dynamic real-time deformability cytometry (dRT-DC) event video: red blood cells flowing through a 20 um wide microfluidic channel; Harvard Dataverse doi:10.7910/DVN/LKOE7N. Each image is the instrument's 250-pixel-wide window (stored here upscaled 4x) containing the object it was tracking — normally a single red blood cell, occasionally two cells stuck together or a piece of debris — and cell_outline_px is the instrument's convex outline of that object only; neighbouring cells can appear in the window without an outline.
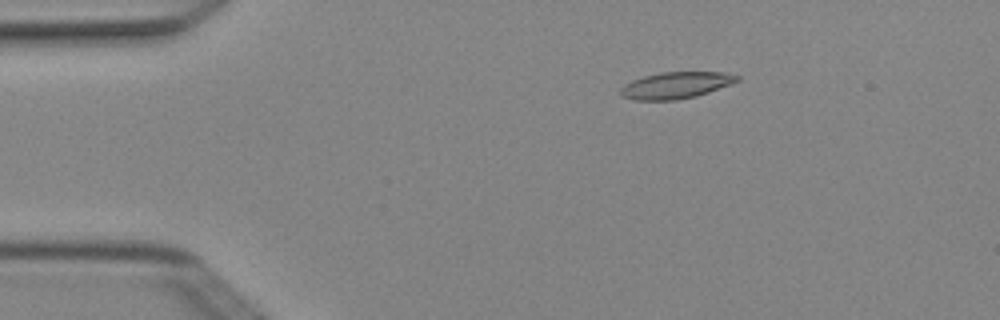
{"species": "Egyptian fruit bat (a non-hibernating species)", "species_latin": "Rousettus aegyptiacus", "temperature_condition": "cold", "stored_images_in_passage": 3, "camera_frame_rate_fps": 3000, "um_per_image_px": 0.085, "animal": {"sex": "female"}, "frame": {"image": 1, "passage_image": 2, "time_ms": 0.333, "image_size_px": [1000, 320], "cell_outline_px": [[740, 80], [732, 84], [696, 96], [676, 100], [636, 100], [620, 96], [620, 88], [624, 84], [632, 80], [644, 76], [660, 72], [724, 72], [740, 76]], "centroid_in_image_um": [57.44, 7.24], "position_along_channel_um": 27.6, "area_um2": 18.15}}